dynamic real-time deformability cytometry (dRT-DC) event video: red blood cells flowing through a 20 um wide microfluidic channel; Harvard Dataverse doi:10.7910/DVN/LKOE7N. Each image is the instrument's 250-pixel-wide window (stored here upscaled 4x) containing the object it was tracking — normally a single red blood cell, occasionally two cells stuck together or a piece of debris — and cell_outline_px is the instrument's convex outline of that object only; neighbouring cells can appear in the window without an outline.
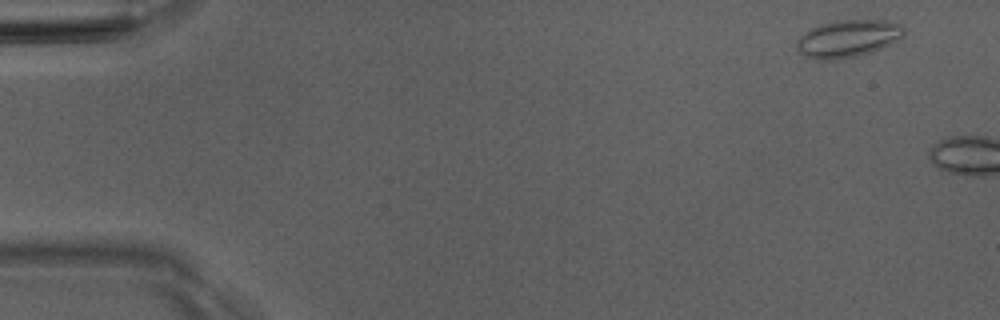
{"species": "Egyptian fruit bat (a non-hibernating species)", "species_latin": "Rousettus aegyptiacus", "temperature_condition": "room temperature", "stored_images_in_passage": 2, "camera_frame_rate_fps": 3000, "um_per_image_px": 0.085, "animal": {"sex": "male"}, "frame": {"image": 1, "passage_image": 1, "time_ms": 0.0, "image_size_px": [1000, 320], "cell_outline_px": [[904, 36], [872, 52], [856, 56], [836, 60], [816, 60], [804, 56], [796, 48], [796, 40], [804, 32], [820, 24], [836, 20], [884, 20], [900, 24], [904, 28]], "centroid_in_image_um": [72.03, 3.28], "position_along_channel_um": 13.0, "area_um2": 23.41}}